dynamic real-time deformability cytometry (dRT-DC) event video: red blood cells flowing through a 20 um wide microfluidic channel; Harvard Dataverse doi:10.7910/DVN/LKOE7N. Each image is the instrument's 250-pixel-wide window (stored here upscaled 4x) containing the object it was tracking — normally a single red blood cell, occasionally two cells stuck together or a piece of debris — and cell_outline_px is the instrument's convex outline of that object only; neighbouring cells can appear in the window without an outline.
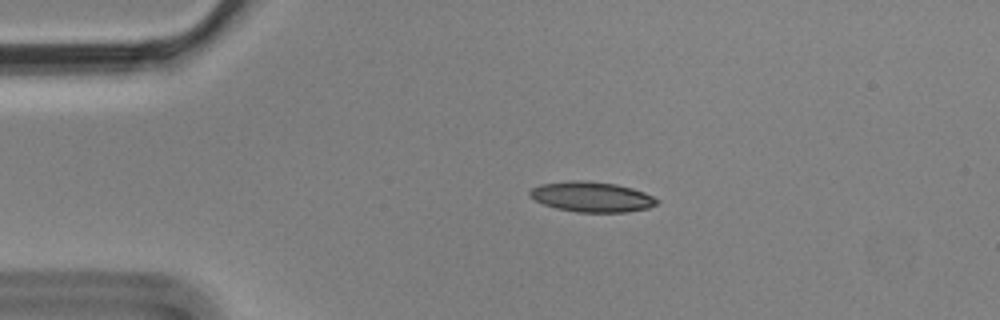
{"species": "Egyptian fruit bat (a non-hibernating species)", "species_latin": "Rousettus aegyptiacus", "temperature_condition": "cold", "stored_images_in_passage": 4, "camera_frame_rate_fps": 3000, "um_per_image_px": 0.085, "animal": {"sex": "male"}, "frame": {"image": 1, "passage_image": 3, "time_ms": 0.667, "image_size_px": [1000, 320], "cell_outline_px": [[660, 200], [656, 204], [648, 208], [628, 212], [576, 212], [556, 208], [544, 204], [528, 196], [528, 192], [532, 188], [540, 184], [572, 180], [588, 180], [616, 184], [632, 188], [644, 192]], "centroid_in_image_um": [50.29, 16.72], "position_along_channel_um": 34.7, "area_um2": 22.48}}